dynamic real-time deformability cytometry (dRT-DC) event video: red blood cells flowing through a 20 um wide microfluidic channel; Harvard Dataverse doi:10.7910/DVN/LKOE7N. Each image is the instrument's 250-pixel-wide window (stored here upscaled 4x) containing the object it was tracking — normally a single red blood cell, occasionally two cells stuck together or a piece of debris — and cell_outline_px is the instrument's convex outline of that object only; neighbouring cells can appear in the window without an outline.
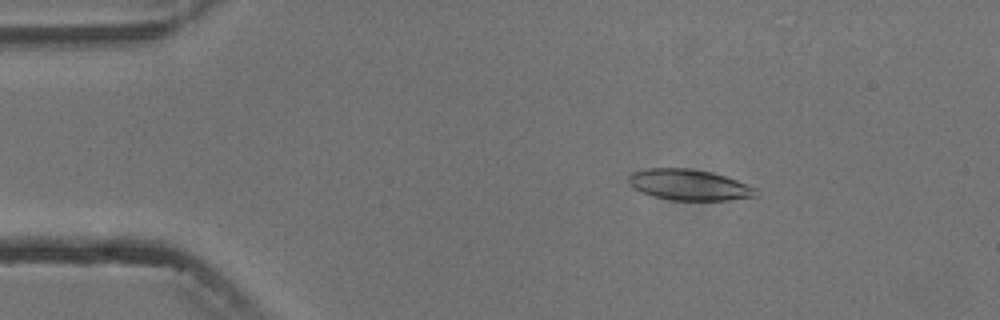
{"species": "common noctule bat (a hibernating species)", "species_latin": "Nyctalus noctula", "temperature_condition": "cold", "stored_images_in_passage": 4, "camera_frame_rate_fps": 3000, "um_per_image_px": 0.085, "animal": {"sex": "male", "body_mass_g": 13.3}, "frame": {"image": 1, "passage_image": 3, "time_ms": 2.333, "image_size_px": [1000, 320], "cell_outline_px": [[760, 192], [756, 196], [728, 200], [672, 200], [656, 196], [644, 192], [636, 188], [628, 180], [628, 176], [632, 172], [644, 168], [688, 168], [712, 172], [736, 180], [756, 188]], "centroid_in_image_um": [58.61, 15.7], "position_along_channel_um": 26.4, "area_um2": 22.66}}